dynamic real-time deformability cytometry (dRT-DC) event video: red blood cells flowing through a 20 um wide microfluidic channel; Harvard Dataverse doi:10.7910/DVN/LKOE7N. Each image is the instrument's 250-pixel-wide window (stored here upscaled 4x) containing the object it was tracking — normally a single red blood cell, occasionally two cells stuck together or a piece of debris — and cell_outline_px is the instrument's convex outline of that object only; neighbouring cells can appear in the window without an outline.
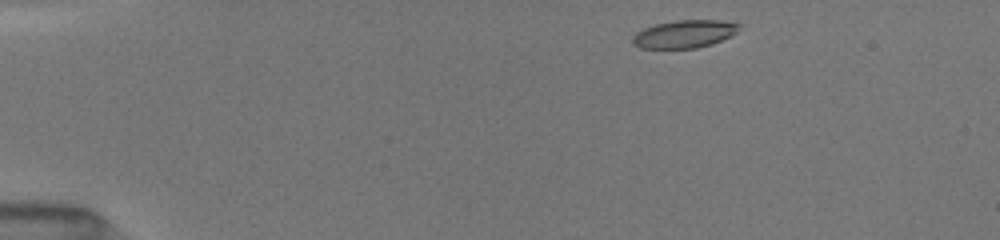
{"species": "common noctule bat (a hibernating species)", "species_latin": "Nyctalus noctula", "temperature_condition": "room temperature", "stored_images_in_passage": 32, "camera_frame_rate_fps": 3000, "um_per_image_px": 0.085, "animal": {"sex": "female", "body_mass_g": 19.5, "forearm_length_mm": 54.1}, "frame": {"image": 1, "passage_image": 1, "time_ms": 0.0, "image_size_px": [1000, 240], "cell_outline_px": [[740, 24], [736, 32], [712, 44], [696, 48], [640, 48], [632, 44], [632, 36], [636, 32], [644, 28], [656, 24], [676, 20], [720, 20]], "centroid_in_image_um": [58.12, 2.89], "position_along_channel_um": 26.9, "area_um2": 17.11}}
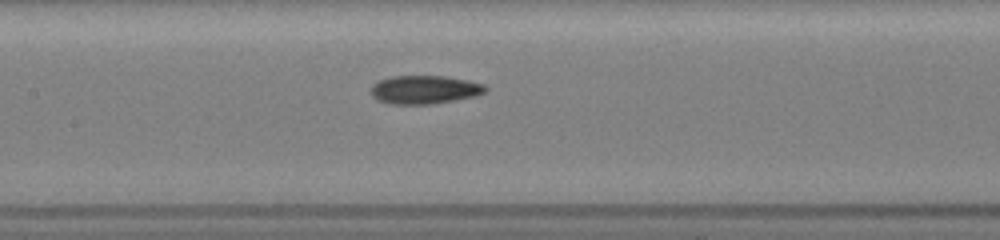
{"frame": {"image": 2, "passage_image": 12, "time_ms": 5.667, "image_size_px": [1000, 240], "cell_outline_px": [[488, 92], [472, 96], [452, 100], [424, 104], [400, 104], [380, 100], [372, 96], [368, 92], [368, 88], [372, 84], [388, 76], [444, 76], [468, 80], [484, 84], [488, 88]], "centroid_in_image_um": [36.06, 7.59], "position_along_channel_um": 171.3, "area_um2": 18.84}}
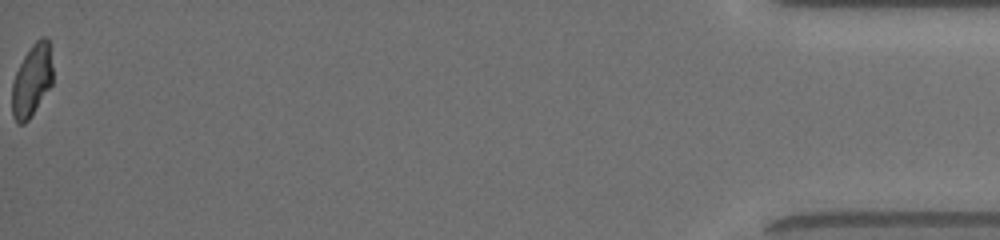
{"frame": {"image": 3, "passage_image": 32, "time_ms": 14.333, "image_size_px": [1000, 240], "cell_outline_px": [[52, 84], [28, 120], [24, 124], [16, 124], [12, 116], [12, 80], [24, 56], [32, 44], [40, 36], [48, 36], [52, 68]], "centroid_in_image_um": [2.69, 6.83], "position_along_channel_um": 432.5, "area_um2": 17.17}, "authors_computed_cell_mechanics": {"area_um2": 18.2648, "velocity_mm_per_s": 4.0407, "shape_relaxation_time_tau1_ms": null, "shape_relaxation_time_tau2_ms": 2.7372, "deformation_change_tau1": null, "deformation_change_tau2": 0.0922}}